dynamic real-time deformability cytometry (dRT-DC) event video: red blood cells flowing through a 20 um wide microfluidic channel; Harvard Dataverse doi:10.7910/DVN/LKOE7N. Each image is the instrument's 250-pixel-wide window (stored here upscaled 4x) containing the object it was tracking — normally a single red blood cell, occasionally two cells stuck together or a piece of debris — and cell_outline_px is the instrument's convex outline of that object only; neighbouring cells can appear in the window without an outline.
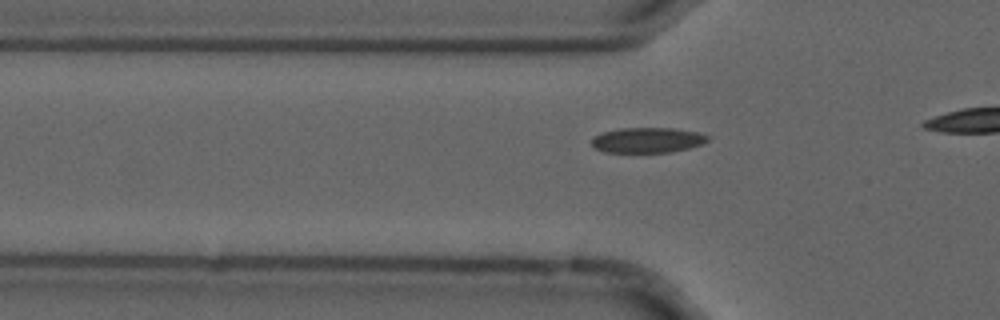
{"species": "common noctule bat (a hibernating species)", "species_latin": "Nyctalus noctula", "temperature_condition": "cold", "stored_images_in_passage": 14, "camera_frame_rate_fps": 3000, "um_per_image_px": 0.085, "animal": {"sex": "male", "forearm_length_mm": 52.5}, "frame": {"image": 1, "passage_image": 8, "time_ms": 2.333, "image_size_px": [1000, 320], "cell_outline_px": [[712, 136], [704, 144], [672, 152], [604, 152], [592, 148], [592, 136], [604, 132], [620, 128], [672, 128], [696, 132]], "centroid_in_image_um": [55.03, 11.91], "position_along_channel_um": 70.8, "area_um2": 17.22}}
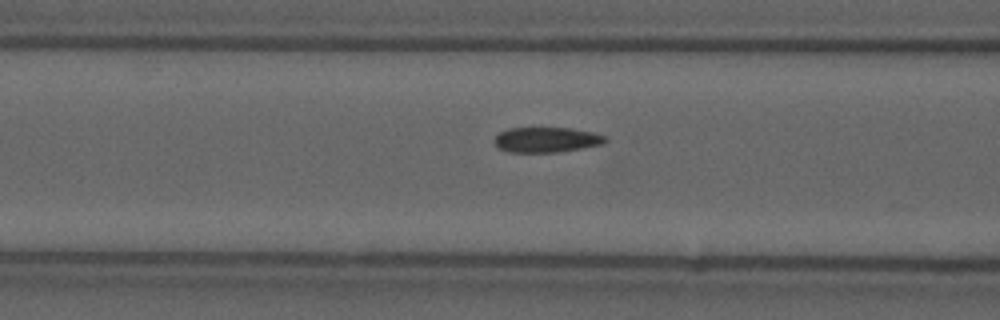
{"frame": {"image": 2, "passage_image": 12, "time_ms": 3.667, "image_size_px": [1000, 320], "cell_outline_px": [[608, 140], [604, 144], [556, 152], [508, 152], [500, 148], [496, 144], [496, 136], [500, 132], [508, 128], [572, 128], [592, 132], [604, 136]], "centroid_in_image_um": [46.47, 11.87], "position_along_channel_um": 120.1, "area_um2": 16.07}}